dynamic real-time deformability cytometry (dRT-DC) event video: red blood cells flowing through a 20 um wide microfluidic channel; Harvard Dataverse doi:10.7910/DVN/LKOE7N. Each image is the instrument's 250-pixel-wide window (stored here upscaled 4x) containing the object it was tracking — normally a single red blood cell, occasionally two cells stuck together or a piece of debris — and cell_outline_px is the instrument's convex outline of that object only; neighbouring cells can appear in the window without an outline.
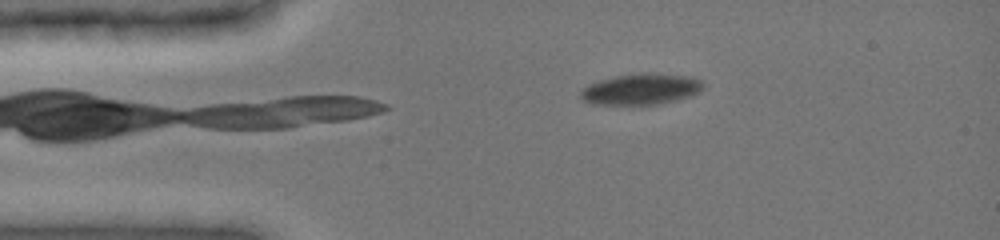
{"species": "common noctule bat (a hibernating species)", "species_latin": "Nyctalus noctula", "temperature_condition": "cold", "stored_images_in_passage": 41, "camera_frame_rate_fps": 3000, "um_per_image_px": 0.085, "animal": {"sex": "female", "body_mass_g": 19.0, "forearm_length_mm": 51.5}, "frame": {"image": 1, "passage_image": 1, "time_ms": 0.0, "image_size_px": [1000, 240], "cell_outline_px": [[704, 88], [700, 92], [692, 96], [660, 104], [592, 104], [584, 100], [580, 96], [580, 92], [588, 84], [600, 80], [616, 76], [644, 72], [692, 76], [700, 80], [704, 84]], "centroid_in_image_um": [54.54, 7.57], "position_along_channel_um": 30.5, "area_um2": 22.25}}
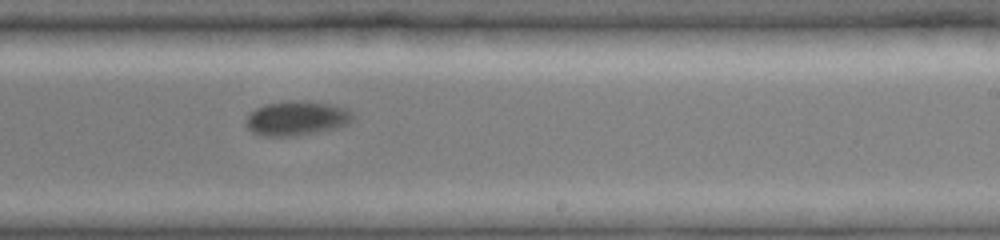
{"frame": {"image": 2, "passage_image": 22, "time_ms": 7.0, "image_size_px": [1000, 240], "cell_outline_px": [[352, 120], [348, 124], [340, 128], [292, 136], [264, 136], [252, 132], [244, 124], [244, 120], [256, 108], [264, 104], [288, 100], [308, 100], [332, 104], [348, 108], [352, 112]], "centroid_in_image_um": [25.23, 10.03], "position_along_channel_um": 263.8, "area_um2": 21.85}}
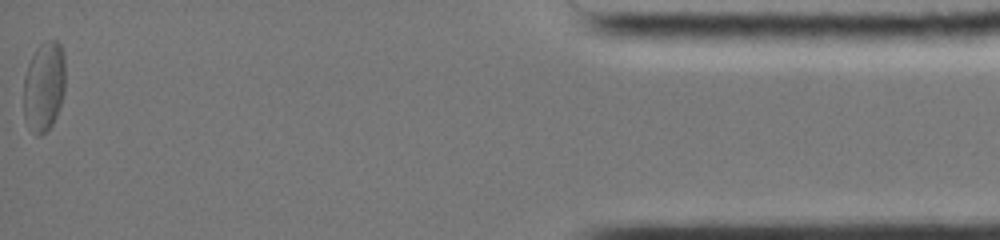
{"frame": {"image": 3, "passage_image": 41, "time_ms": 13.333, "image_size_px": [1000, 240], "cell_outline_px": [[64, 92], [56, 116], [52, 124], [40, 136], [36, 136], [24, 116], [24, 76], [28, 64], [36, 48], [44, 40], [56, 40], [60, 44], [64, 52]], "centroid_in_image_um": [3.74, 7.3], "position_along_channel_um": 431.5, "area_um2": 21.73}, "authors_computed_cell_mechanics": {"area_um2": 22.253, "velocity_mm_per_s": 3.8893, "shape_relaxation_time_tau1_ms": 2.5972, "shape_relaxation_time_tau2_ms": null, "deformation_change_tau1": 0.0705, "deformation_change_tau2": null}}